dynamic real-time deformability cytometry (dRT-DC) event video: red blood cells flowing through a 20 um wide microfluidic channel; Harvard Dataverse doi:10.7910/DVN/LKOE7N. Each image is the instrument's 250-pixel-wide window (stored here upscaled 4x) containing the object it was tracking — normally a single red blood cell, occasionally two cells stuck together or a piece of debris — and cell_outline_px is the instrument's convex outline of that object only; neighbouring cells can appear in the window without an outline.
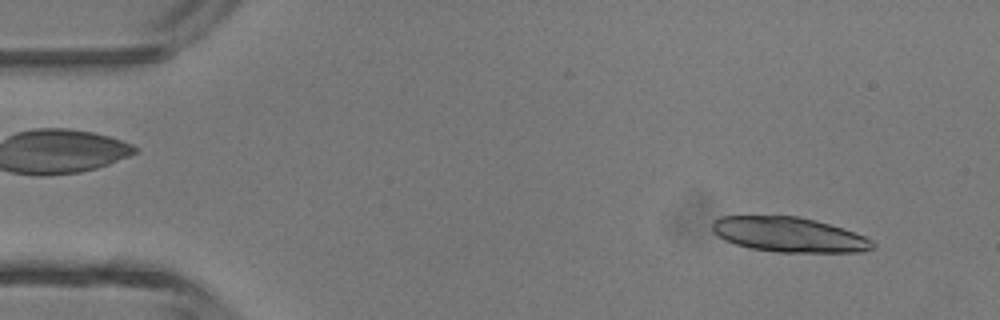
{"species": "common noctule bat (a hibernating species)", "species_latin": "Nyctalus noctula", "temperature_condition": "room temperature", "stored_images_in_passage": 2, "camera_frame_rate_fps": 3000, "um_per_image_px": 0.085, "animal": {"sex": "male", "body_mass_g": 13.3}, "frame": {"image": 1, "passage_image": 2, "time_ms": 0.333, "image_size_px": [1000, 320], "cell_outline_px": [[876, 248], [864, 252], [776, 252], [748, 248], [724, 240], [712, 232], [712, 220], [720, 216], [796, 216], [816, 220], [864, 236], [872, 240], [876, 244]], "centroid_in_image_um": [67.04, 19.95], "position_along_channel_um": 18.0, "area_um2": 32.71}}